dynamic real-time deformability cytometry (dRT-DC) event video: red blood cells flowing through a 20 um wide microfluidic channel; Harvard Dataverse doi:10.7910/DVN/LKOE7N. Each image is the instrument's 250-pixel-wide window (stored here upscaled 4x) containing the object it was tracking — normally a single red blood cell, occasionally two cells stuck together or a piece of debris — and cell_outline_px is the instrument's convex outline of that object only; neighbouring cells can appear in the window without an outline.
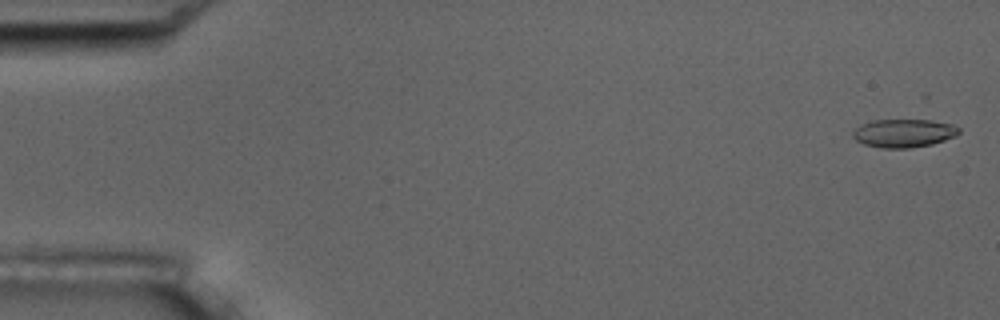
{"species": "common noctule bat (a hibernating species)", "species_latin": "Nyctalus noctula", "temperature_condition": "room temperature", "stored_images_in_passage": 15, "camera_frame_rate_fps": 3000, "um_per_image_px": 0.085, "animal": {"sex": "male", "body_mass_g": 17.5, "forearm_length_mm": 52.3}, "frame": {"image": 1, "passage_image": 1, "time_ms": 0.0, "image_size_px": [1000, 320], "cell_outline_px": [[960, 132], [956, 136], [932, 144], [912, 148], [880, 148], [864, 144], [856, 140], [852, 136], [852, 132], [860, 124], [872, 120], [924, 116], [952, 124], [960, 128]], "centroid_in_image_um": [76.86, 11.25], "position_along_channel_um": 8.1, "area_um2": 18.67}}
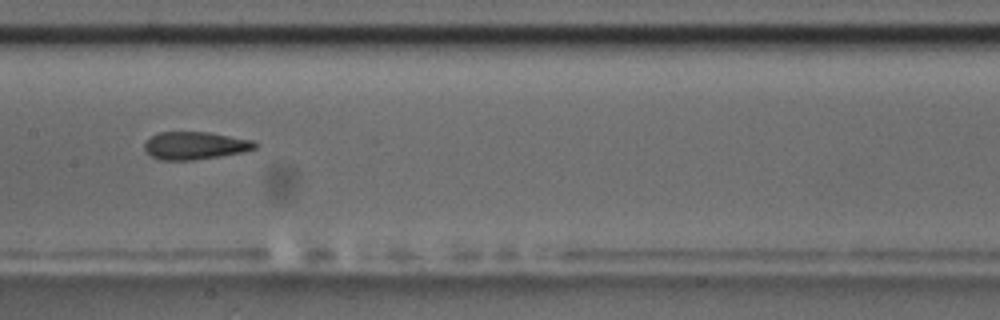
{"frame": {"image": 2, "passage_image": 8, "time_ms": 9.0, "image_size_px": [1000, 320], "cell_outline_px": [[260, 144], [256, 148], [244, 152], [220, 156], [192, 160], [160, 160], [152, 156], [144, 148], [144, 144], [152, 136], [160, 132], [208, 132], [252, 140]], "centroid_in_image_um": [16.62, 12.37], "position_along_channel_um": 190.8, "area_um2": 17.74}, "authors_computed_cell_mechanics": {"area_um2": 17.9758, "velocity_mm_per_s": 3.6002, "shape_relaxation_time_tau1_ms": 5.8945, "shape_relaxation_time_tau2_ms": 2.7007, "deformation_change_tau1": 0.159, "deformation_change_tau2": 0.0816}}